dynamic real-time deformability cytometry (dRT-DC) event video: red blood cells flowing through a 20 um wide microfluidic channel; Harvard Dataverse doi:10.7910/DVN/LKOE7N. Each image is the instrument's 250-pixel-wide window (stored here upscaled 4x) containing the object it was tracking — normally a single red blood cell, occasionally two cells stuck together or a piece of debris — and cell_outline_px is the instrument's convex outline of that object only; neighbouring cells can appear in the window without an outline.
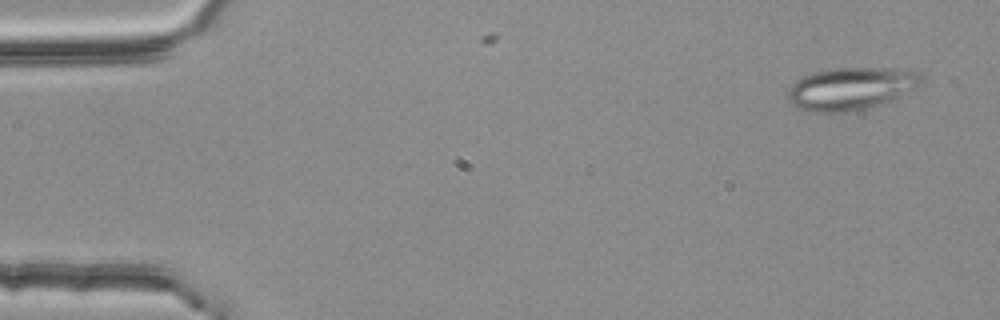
{"species": "common noctule bat (a hibernating species)", "species_latin": "Nyctalus noctula", "temperature_condition": "room temperature", "stored_images_in_passage": 2, "camera_frame_rate_fps": 3000, "um_per_image_px": 0.085, "animal": {"sex": "female", "body_mass_g": 25.1}, "frame": {"image": 1, "passage_image": 1, "time_ms": 0.0, "image_size_px": [1000, 320], "cell_outline_px": [[924, 80], [916, 88], [884, 104], [868, 108], [844, 112], [808, 112], [796, 108], [788, 104], [788, 88], [796, 80], [804, 76], [816, 72], [832, 68], [912, 68], [920, 72], [924, 76]], "centroid_in_image_um": [72.37, 7.53], "position_along_channel_um": 12.6, "area_um2": 33.81}}